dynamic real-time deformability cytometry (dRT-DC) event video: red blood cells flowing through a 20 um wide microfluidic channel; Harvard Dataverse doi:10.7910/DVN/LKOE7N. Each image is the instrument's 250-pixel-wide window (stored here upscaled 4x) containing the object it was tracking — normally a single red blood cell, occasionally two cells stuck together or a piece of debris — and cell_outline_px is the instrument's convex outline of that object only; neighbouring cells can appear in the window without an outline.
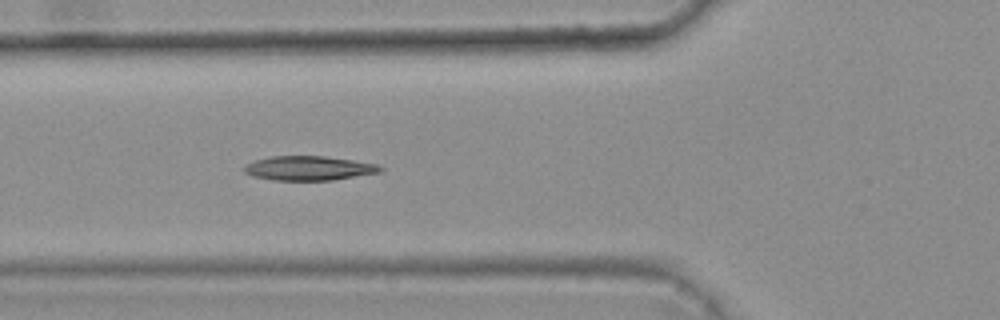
{"species": "common noctule bat (a hibernating species)", "species_latin": "Nyctalus noctula", "temperature_condition": "warm", "stored_images_in_passage": 4, "camera_frame_rate_fps": 3000, "um_per_image_px": 0.085, "animal": {"sex": "female", "body_mass_g": 25.1}, "frame": {"image": 1, "passage_image": 4, "time_ms": 1.0, "image_size_px": [1000, 320], "cell_outline_px": [[384, 168], [380, 172], [332, 180], [272, 180], [252, 176], [244, 172], [244, 164], [256, 160], [272, 156], [324, 156], [352, 160], [376, 164]], "centroid_in_image_um": [26.21, 14.3], "position_along_channel_um": 99.6, "area_um2": 19.19}}